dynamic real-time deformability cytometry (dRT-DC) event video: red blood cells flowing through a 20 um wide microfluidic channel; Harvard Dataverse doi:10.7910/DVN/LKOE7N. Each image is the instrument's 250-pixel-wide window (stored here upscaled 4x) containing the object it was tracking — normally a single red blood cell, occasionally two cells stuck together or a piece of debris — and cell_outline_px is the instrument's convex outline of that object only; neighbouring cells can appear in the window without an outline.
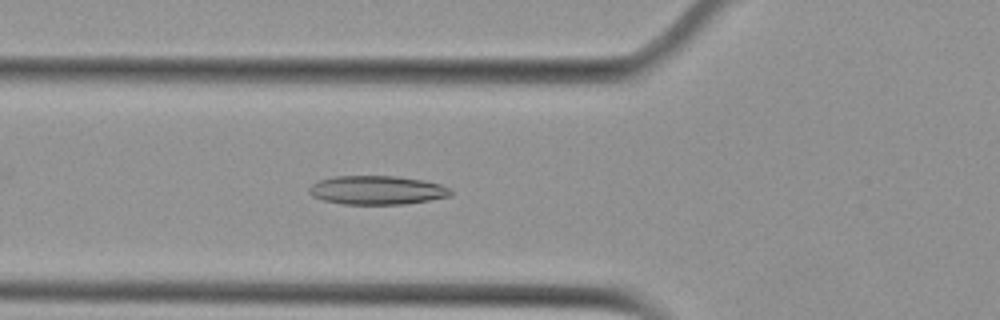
{"species": "Egyptian fruit bat (a non-hibernating species)", "species_latin": "Rousettus aegyptiacus", "temperature_condition": "cold", "stored_images_in_passage": 46, "camera_frame_rate_fps": 3000, "um_per_image_px": 0.085, "animal": {"sex": "female"}, "frame": {"image": 1, "passage_image": 20, "time_ms": 6.333, "image_size_px": [1000, 320], "cell_outline_px": [[452, 196], [404, 204], [344, 204], [324, 200], [312, 196], [308, 192], [308, 188], [312, 184], [320, 180], [336, 176], [396, 176], [424, 180], [440, 184], [448, 188], [452, 192]], "centroid_in_image_um": [32.04, 16.16], "position_along_channel_um": 93.8, "area_um2": 23.7}}
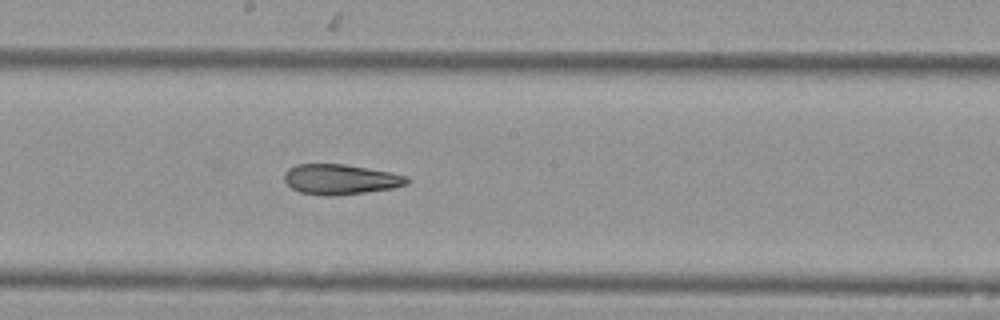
{"frame": {"image": 2, "passage_image": 30, "time_ms": 9.667, "image_size_px": [1000, 320], "cell_outline_px": [[408, 184], [392, 188], [364, 192], [332, 196], [328, 196], [300, 192], [292, 188], [284, 180], [284, 172], [288, 168], [296, 164], [344, 164], [392, 172], [408, 176]], "centroid_in_image_um": [28.93, 15.23], "position_along_channel_um": 219.3, "area_um2": 21.56}}
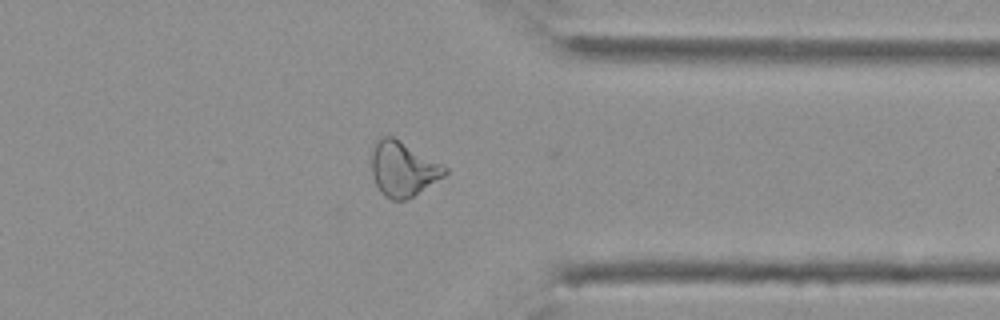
{"frame": {"image": 3, "passage_image": 43, "time_ms": 14.0, "image_size_px": [1000, 320], "cell_outline_px": [[448, 172], [444, 176], [412, 196], [404, 200], [392, 200], [384, 196], [380, 192], [372, 176], [372, 148], [376, 140], [380, 136], [392, 136], [444, 164], [448, 168]], "centroid_in_image_um": [34.25, 14.34], "position_along_channel_um": 377.2, "area_um2": 23.41}, "authors_computed_cell_mechanics": {"area_um2": 23.409, "velocity_mm_per_s": 3.7552, "shape_relaxation_time_tau1_ms": null, "shape_relaxation_time_tau2_ms": 3.2822, "deformation_change_tau1": null, "deformation_change_tau2": 0.115}}